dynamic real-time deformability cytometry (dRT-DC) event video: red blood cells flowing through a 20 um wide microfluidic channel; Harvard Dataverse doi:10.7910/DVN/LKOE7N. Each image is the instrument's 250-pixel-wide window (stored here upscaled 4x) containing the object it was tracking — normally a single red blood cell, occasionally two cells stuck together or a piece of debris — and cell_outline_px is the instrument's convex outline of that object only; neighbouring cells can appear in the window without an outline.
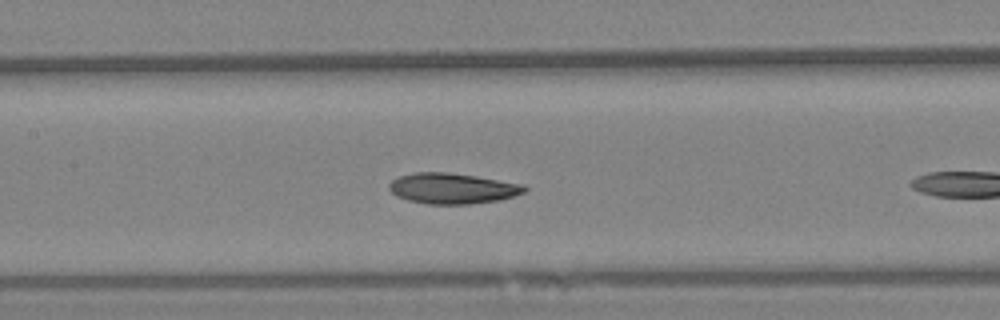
{"species": "Egyptian fruit bat (a non-hibernating species)", "species_latin": "Rousettus aegyptiacus", "temperature_condition": "warm", "stored_images_in_passage": 6, "camera_frame_rate_fps": 3000, "um_per_image_px": 0.085, "animal": {"sex": "female"}, "frame": {"image": 1, "passage_image": 5, "time_ms": 1.333, "image_size_px": [1000, 320], "cell_outline_px": [[528, 188], [524, 192], [516, 196], [500, 200], [468, 204], [428, 204], [408, 200], [396, 196], [388, 188], [388, 184], [392, 180], [400, 176], [412, 172], [448, 172], [476, 176], [524, 184]], "centroid_in_image_um": [38.46, 16.01], "position_along_channel_um": 168.9, "area_um2": 24.33}}